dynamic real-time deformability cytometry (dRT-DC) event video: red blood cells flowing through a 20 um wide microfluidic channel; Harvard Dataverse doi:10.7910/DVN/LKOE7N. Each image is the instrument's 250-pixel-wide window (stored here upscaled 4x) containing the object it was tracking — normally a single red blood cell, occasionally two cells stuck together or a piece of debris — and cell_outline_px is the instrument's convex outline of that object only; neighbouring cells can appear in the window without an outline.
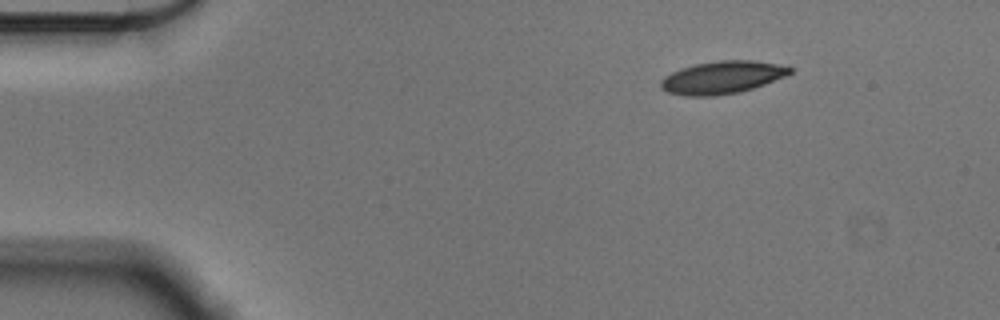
{"species": "Egyptian fruit bat (a non-hibernating species)", "species_latin": "Rousettus aegyptiacus", "temperature_condition": "cold", "stored_images_in_passage": 49, "camera_frame_rate_fps": 3000, "um_per_image_px": 0.085, "animal": {"sex": "male"}, "frame": {"image": 1, "passage_image": 1, "time_ms": 0.0, "image_size_px": [1000, 320], "cell_outline_px": [[792, 72], [784, 76], [764, 84], [740, 92], [712, 96], [684, 96], [668, 92], [660, 88], [660, 80], [664, 76], [680, 68], [696, 64], [720, 60], [752, 60], [776, 64], [792, 68]], "centroid_in_image_um": [61.33, 6.58], "position_along_channel_um": 23.7, "area_um2": 24.39}}
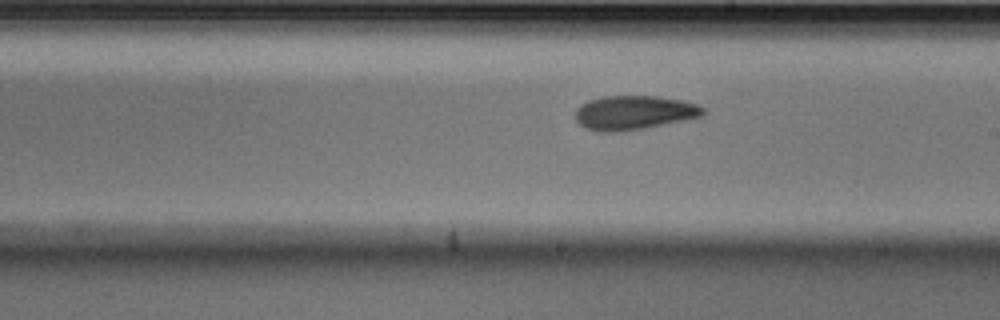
{"frame": {"image": 2, "passage_image": 25, "time_ms": 8.0, "image_size_px": [1000, 320], "cell_outline_px": [[704, 112], [700, 116], [644, 128], [616, 132], [600, 132], [588, 128], [580, 124], [576, 120], [576, 108], [580, 104], [588, 100], [604, 96], [656, 96], [680, 100], [696, 104], [704, 108]], "centroid_in_image_um": [53.83, 9.56], "position_along_channel_um": 235.2, "area_um2": 25.03}}
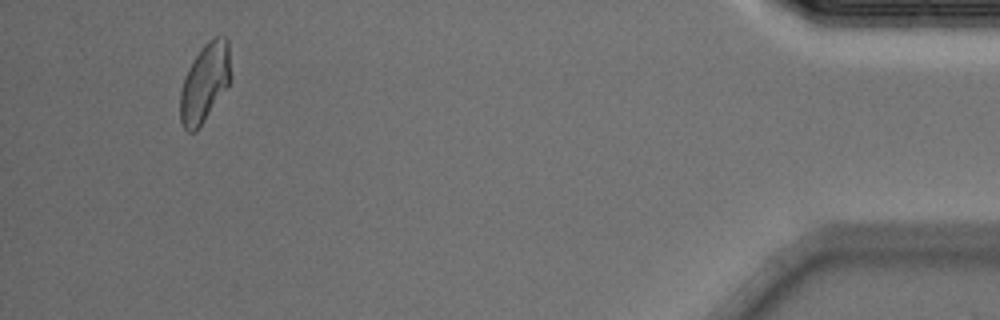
{"frame": {"image": 3, "passage_image": 46, "time_ms": 15.0, "image_size_px": [1000, 320], "cell_outline_px": [[232, 76], [228, 84], [196, 132], [188, 132], [184, 128], [180, 120], [180, 92], [184, 76], [192, 60], [204, 44], [208, 40], [220, 32], [228, 40]], "centroid_in_image_um": [17.41, 6.97], "position_along_channel_um": 417.8, "area_um2": 23.29}, "authors_computed_cell_mechanics": {"area_um2": 24.1026, "velocity_mm_per_s": 3.5819, "shape_relaxation_time_tau1_ms": 4.5648, "shape_relaxation_time_tau2_ms": 5.9575, "deformation_change_tau1": 0.1191, "deformation_change_tau2": 0.127}}